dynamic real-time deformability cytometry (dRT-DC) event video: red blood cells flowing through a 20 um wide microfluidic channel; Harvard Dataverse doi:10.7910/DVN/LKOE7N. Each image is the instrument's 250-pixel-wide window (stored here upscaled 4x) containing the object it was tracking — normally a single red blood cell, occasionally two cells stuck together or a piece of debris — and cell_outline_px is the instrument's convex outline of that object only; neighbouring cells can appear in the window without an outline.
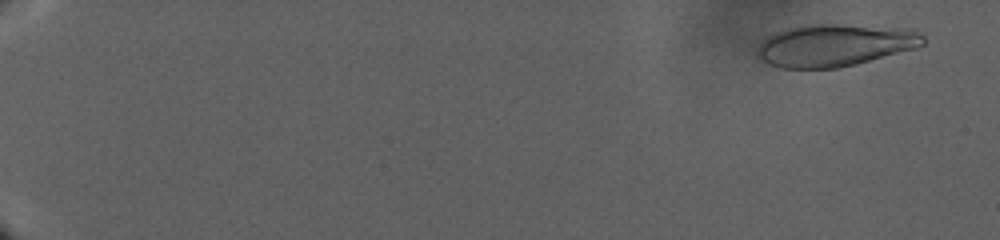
{"species": "human", "species_latin": "Homo sapiens", "temperature_condition": "warm", "stored_images_in_passage": 99, "camera_frame_rate_fps": 3000, "um_per_image_px": 0.085, "donor": {"sex": "male"}, "frame": {"image": 1, "passage_image": 8, "time_ms": 2.333, "image_size_px": [1000, 240], "cell_outline_px": [[924, 44], [916, 48], [856, 64], [836, 68], [784, 68], [768, 64], [756, 56], [760, 44], [768, 36], [784, 28], [804, 24], [836, 24], [912, 28], [924, 36]], "centroid_in_image_um": [70.97, 3.83], "position_along_channel_um": 14.0, "area_um2": 41.04}}
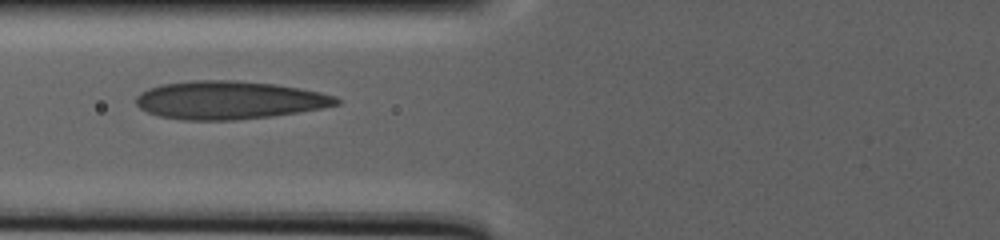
{"frame": {"image": 2, "passage_image": 62, "time_ms": 20.333, "image_size_px": [1000, 240], "cell_outline_px": [[340, 104], [324, 108], [272, 116], [236, 120], [180, 120], [156, 116], [140, 108], [136, 104], [136, 96], [140, 92], [148, 88], [160, 84], [192, 80], [236, 80], [276, 84], [300, 88], [320, 92], [336, 96], [340, 100]], "centroid_in_image_um": [19.46, 8.51], "position_along_channel_um": 106.3, "area_um2": 44.97}}
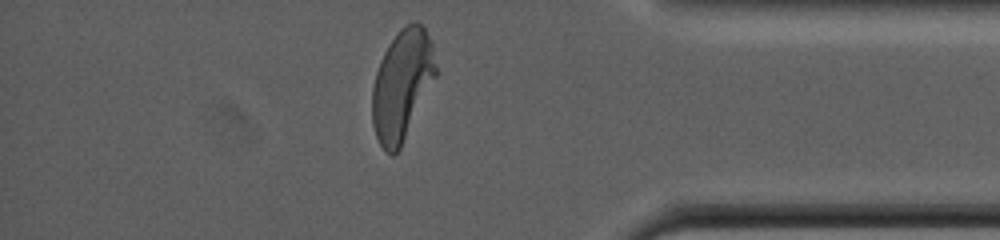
{"frame": {"image": 3, "passage_image": 96, "time_ms": 38.333, "image_size_px": [1000, 240], "cell_outline_px": [[440, 72], [400, 148], [392, 156], [384, 152], [376, 136], [372, 124], [372, 88], [376, 72], [380, 60], [388, 44], [396, 32], [404, 24], [412, 20], [416, 20], [424, 28], [432, 44]], "centroid_in_image_um": [34.2, 7.19], "position_along_channel_um": 401.0, "area_um2": 41.85}}